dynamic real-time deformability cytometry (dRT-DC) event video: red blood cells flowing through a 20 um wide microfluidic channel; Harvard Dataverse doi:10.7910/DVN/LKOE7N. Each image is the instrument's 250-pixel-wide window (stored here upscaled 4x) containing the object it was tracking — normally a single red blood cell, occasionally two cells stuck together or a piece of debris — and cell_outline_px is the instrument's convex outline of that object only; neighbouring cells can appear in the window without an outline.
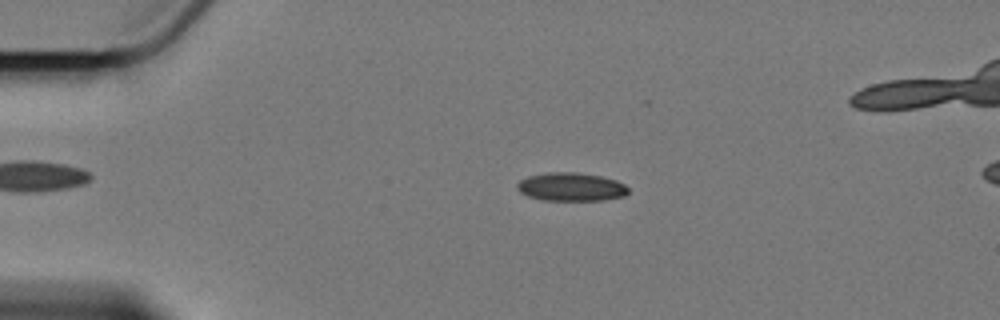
{"species": "Egyptian fruit bat (a non-hibernating species)", "species_latin": "Rousettus aegyptiacus", "temperature_condition": "cold", "stored_images_in_passage": 3, "camera_frame_rate_fps": 3000, "um_per_image_px": 0.085, "animal": {"sex": "female"}, "frame": {"image": 1, "passage_image": 1, "time_ms": 0.0, "image_size_px": [1000, 320], "cell_outline_px": [[628, 192], [624, 196], [604, 200], [540, 200], [528, 196], [520, 192], [516, 188], [516, 184], [520, 180], [528, 176], [548, 172], [576, 172], [600, 176], [616, 180], [624, 184], [628, 188]], "centroid_in_image_um": [48.52, 15.88], "position_along_channel_um": 36.5, "area_um2": 18.44}}